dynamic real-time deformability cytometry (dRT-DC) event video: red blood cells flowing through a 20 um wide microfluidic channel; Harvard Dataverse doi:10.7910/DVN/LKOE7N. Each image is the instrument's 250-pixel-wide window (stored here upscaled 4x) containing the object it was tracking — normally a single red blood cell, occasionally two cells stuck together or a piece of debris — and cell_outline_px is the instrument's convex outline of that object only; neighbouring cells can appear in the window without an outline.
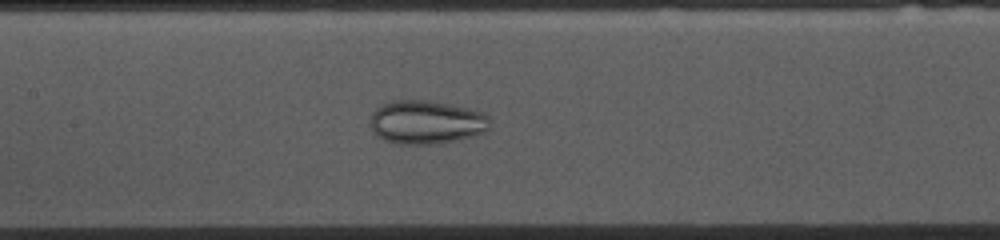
{"species": "common noctule bat (a hibernating species)", "species_latin": "Nyctalus noctula", "temperature_condition": "cold", "stored_images_in_passage": 43, "camera_frame_rate_fps": 3000, "um_per_image_px": 0.085, "animal": {"sex": "female", "body_mass_g": 10.0, "forearm_length_mm": 53.1}, "frame": {"image": 1, "passage_image": 24, "time_ms": 7.667, "image_size_px": [1000, 240], "cell_outline_px": [[488, 128], [484, 132], [472, 136], [440, 144], [396, 144], [384, 140], [376, 136], [372, 128], [372, 112], [376, 108], [392, 100], [428, 100], [468, 108], [484, 112], [488, 116]], "centroid_in_image_um": [36.23, 10.39], "position_along_channel_um": 171.2, "area_um2": 30.35}}
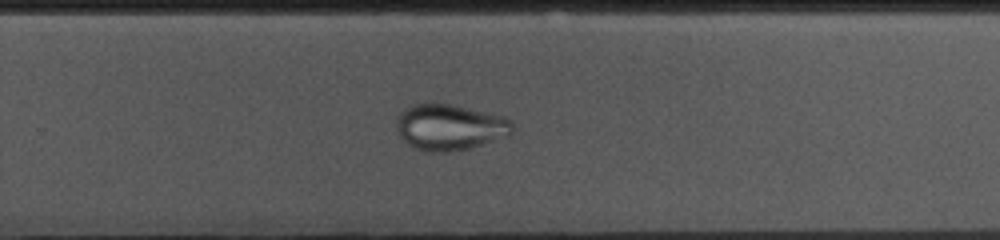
{"frame": {"image": 2, "passage_image": 34, "time_ms": 11.0, "image_size_px": [1000, 240], "cell_outline_px": [[512, 132], [508, 136], [468, 148], [448, 152], [432, 152], [416, 148], [408, 144], [400, 136], [396, 128], [396, 120], [400, 112], [404, 108], [412, 104], [452, 104], [504, 116], [512, 120]], "centroid_in_image_um": [38.22, 10.8], "position_along_channel_um": 291.6, "area_um2": 30.98}}
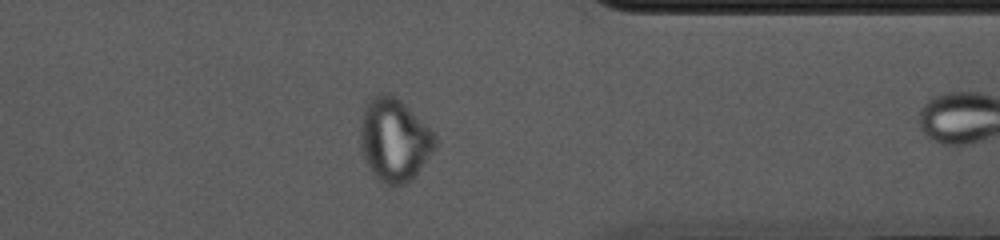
{"frame": {"image": 3, "passage_image": 42, "time_ms": 13.667, "image_size_px": [1000, 240], "cell_outline_px": [[436, 148], [412, 180], [400, 188], [384, 184], [376, 180], [368, 168], [360, 152], [360, 124], [364, 108], [368, 100], [372, 96], [384, 92], [388, 92], [396, 96], [436, 136]], "centroid_in_image_um": [33.47, 11.94], "position_along_channel_um": 377.9, "area_um2": 36.76}}